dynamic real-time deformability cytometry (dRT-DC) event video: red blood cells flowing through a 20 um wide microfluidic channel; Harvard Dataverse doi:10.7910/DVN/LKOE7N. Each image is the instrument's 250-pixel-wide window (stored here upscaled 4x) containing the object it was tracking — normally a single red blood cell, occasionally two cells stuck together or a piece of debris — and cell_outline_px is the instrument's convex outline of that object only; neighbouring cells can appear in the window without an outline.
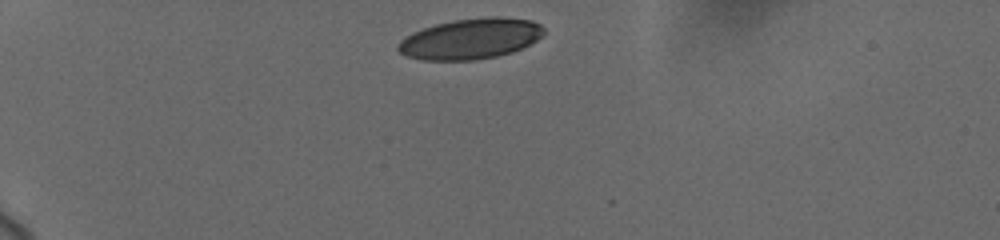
{"species": "human", "species_latin": "Homo sapiens", "temperature_condition": "cold", "stored_images_in_passage": 6, "camera_frame_rate_fps": 3000, "um_per_image_px": 0.085, "donor": {"sex": "female"}, "frame": {"image": 1, "passage_image": 1, "time_ms": 0.0, "image_size_px": [1000, 240], "cell_outline_px": [[544, 32], [536, 40], [512, 52], [496, 56], [476, 60], [420, 60], [404, 56], [396, 48], [396, 44], [404, 36], [412, 32], [436, 24], [452, 20], [488, 16], [500, 16], [532, 20], [540, 24], [544, 28]], "centroid_in_image_um": [39.95, 3.29], "position_along_channel_um": 45.1, "area_um2": 34.74}}
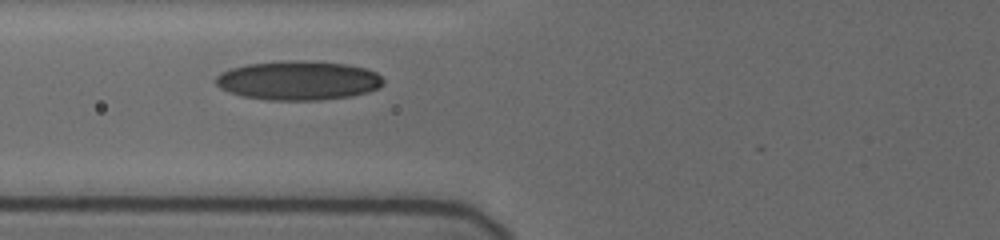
{"frame": {"image": 2, "passage_image": 5, "time_ms": 3.0, "image_size_px": [1000, 240], "cell_outline_px": [[384, 84], [368, 92], [352, 96], [320, 100], [268, 100], [244, 96], [220, 88], [216, 84], [216, 76], [220, 72], [244, 64], [284, 60], [304, 60], [344, 64], [364, 68], [376, 72], [384, 80]], "centroid_in_image_um": [25.35, 6.83], "position_along_channel_um": 100.4, "area_um2": 38.26}}